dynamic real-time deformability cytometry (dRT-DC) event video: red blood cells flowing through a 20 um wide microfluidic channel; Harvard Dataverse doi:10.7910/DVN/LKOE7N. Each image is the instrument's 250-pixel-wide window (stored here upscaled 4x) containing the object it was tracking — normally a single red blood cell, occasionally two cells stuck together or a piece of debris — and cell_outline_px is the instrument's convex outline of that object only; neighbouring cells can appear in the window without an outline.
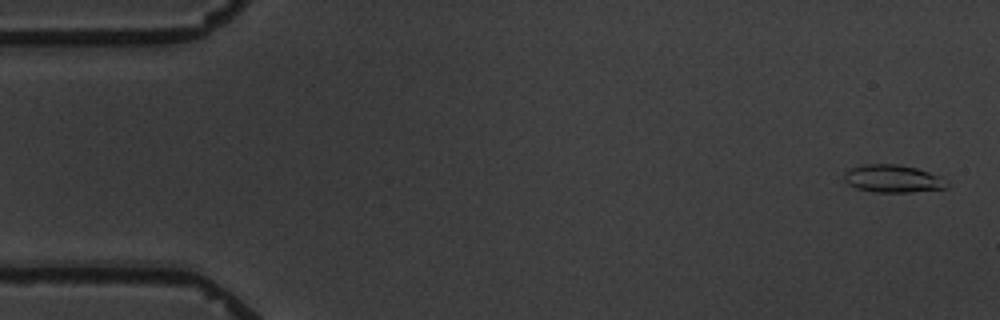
{"species": "common noctule bat (a hibernating species)", "species_latin": "Nyctalus noctula", "temperature_condition": "warm", "stored_images_in_passage": 5, "camera_frame_rate_fps": 3000, "um_per_image_px": 0.085, "animal": {"sex": "male", "body_mass_g": 19.5, "forearm_length_mm": 54.6}, "frame": {"image": 1, "passage_image": 1, "time_ms": 0.0, "image_size_px": [1000, 320], "cell_outline_px": [[948, 188], [912, 192], [872, 192], [856, 188], [848, 184], [844, 180], [844, 172], [852, 168], [864, 164], [896, 164], [916, 168], [928, 172], [948, 180]], "centroid_in_image_um": [75.9, 15.2], "position_along_channel_um": 9.1, "area_um2": 16.59}}